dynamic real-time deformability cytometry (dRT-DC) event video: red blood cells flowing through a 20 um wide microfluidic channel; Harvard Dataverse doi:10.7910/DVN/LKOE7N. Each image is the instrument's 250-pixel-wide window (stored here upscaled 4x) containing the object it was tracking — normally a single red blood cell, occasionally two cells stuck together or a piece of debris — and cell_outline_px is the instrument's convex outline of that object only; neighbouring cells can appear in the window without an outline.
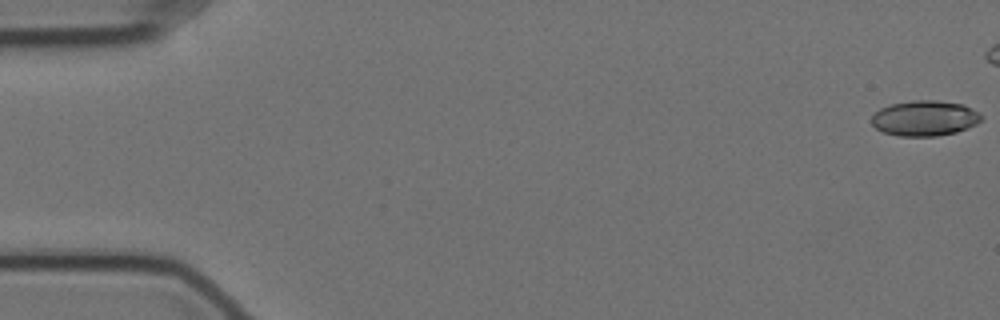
{"species": "Egyptian fruit bat (a non-hibernating species)", "species_latin": "Rousettus aegyptiacus", "temperature_condition": "cold", "stored_images_in_passage": 49, "camera_frame_rate_fps": 3000, "um_per_image_px": 0.085, "animal": {"sex": "female"}, "frame": {"image": 1, "passage_image": 1, "time_ms": 0.0, "image_size_px": [1000, 320], "cell_outline_px": [[984, 120], [968, 128], [956, 132], [936, 136], [900, 136], [884, 132], [876, 128], [872, 124], [872, 116], [880, 108], [892, 104], [912, 100], [936, 100], [964, 104], [980, 112], [984, 116]], "centroid_in_image_um": [78.66, 10.04], "position_along_channel_um": 6.3, "area_um2": 22.83}}
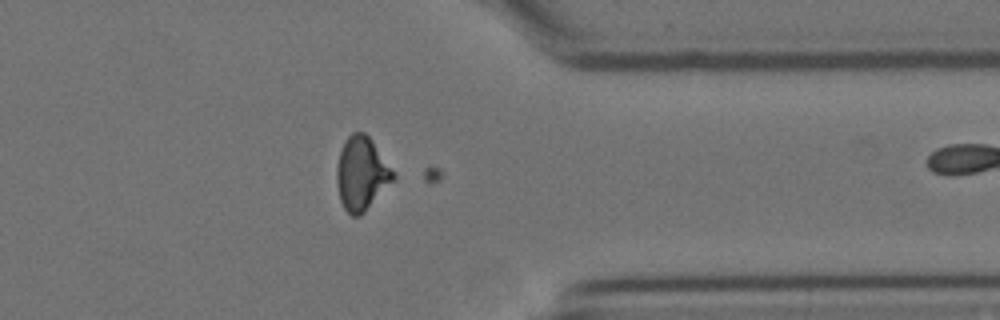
{"frame": {"image": 2, "passage_image": 46, "time_ms": 15.0, "image_size_px": [1000, 320], "cell_outline_px": [[396, 176], [364, 212], [360, 216], [352, 216], [344, 208], [340, 200], [336, 184], [336, 168], [340, 152], [348, 136], [352, 132], [364, 132], [372, 140], [396, 172]], "centroid_in_image_um": [30.73, 14.74], "position_along_channel_um": 380.7, "area_um2": 24.04}}